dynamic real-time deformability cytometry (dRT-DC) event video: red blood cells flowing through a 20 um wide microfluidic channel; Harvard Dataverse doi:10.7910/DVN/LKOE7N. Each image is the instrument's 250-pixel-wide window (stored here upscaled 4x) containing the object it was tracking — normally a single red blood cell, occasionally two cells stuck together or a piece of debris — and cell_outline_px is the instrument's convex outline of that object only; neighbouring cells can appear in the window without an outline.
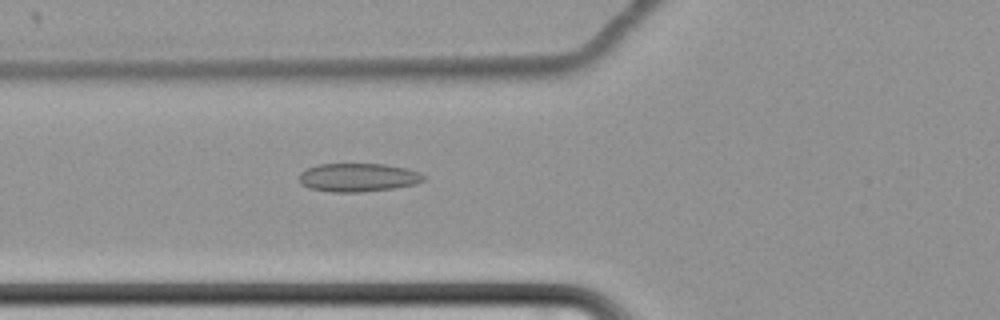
{"species": "common noctule bat (a hibernating species)", "species_latin": "Nyctalus noctula", "temperature_condition": "cold", "stored_images_in_passage": 51, "camera_frame_rate_fps": 3000, "um_per_image_px": 0.085, "animal": {"sex": "female", "body_mass_g": 22.7, "forearm_length_mm": 54.2}, "frame": {"image": 1, "passage_image": 14, "time_ms": 4.333, "image_size_px": [1000, 320], "cell_outline_px": [[424, 180], [416, 184], [392, 188], [360, 192], [332, 192], [308, 188], [300, 184], [300, 172], [316, 164], [384, 164], [404, 168], [420, 172], [424, 176]], "centroid_in_image_um": [30.41, 15.08], "position_along_channel_um": 95.4, "area_um2": 20.58}}
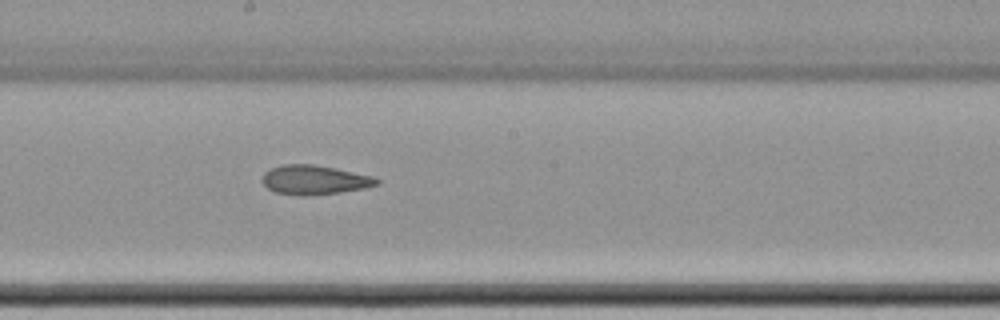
{"frame": {"image": 2, "passage_image": 25, "time_ms": 8.0, "image_size_px": [1000, 320], "cell_outline_px": [[380, 184], [364, 188], [340, 192], [308, 196], [300, 196], [276, 192], [268, 188], [260, 180], [264, 172], [272, 168], [284, 164], [312, 164], [372, 176], [380, 180]], "centroid_in_image_um": [26.7, 15.3], "position_along_channel_um": 221.5, "area_um2": 19.42}}
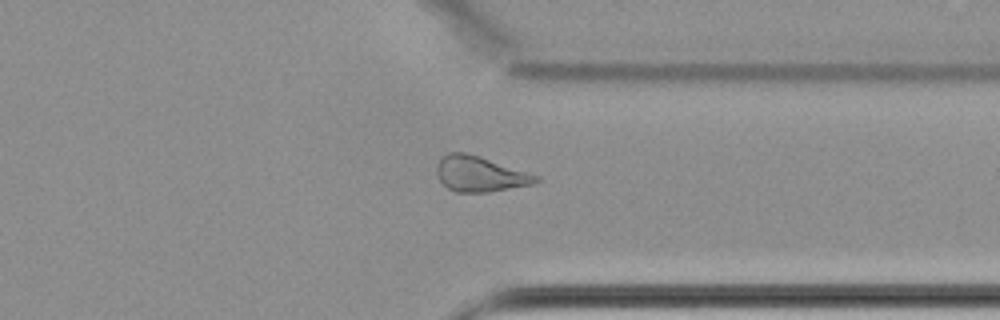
{"frame": {"image": 3, "passage_image": 38, "time_ms": 12.333, "image_size_px": [1000, 320], "cell_outline_px": [[540, 180], [536, 184], [488, 192], [456, 192], [448, 188], [440, 180], [436, 172], [436, 164], [448, 152], [464, 152], [480, 156], [540, 176]], "centroid_in_image_um": [40.82, 14.79], "position_along_channel_um": 370.6, "area_um2": 20.52}, "authors_computed_cell_mechanics": {"area_um2": 20.5768, "velocity_mm_per_s": 3.4337, "shape_relaxation_time_tau1_ms": null, "shape_relaxation_time_tau2_ms": 4.4716, "deformation_change_tau1": null, "deformation_change_tau2": 0.0955}}